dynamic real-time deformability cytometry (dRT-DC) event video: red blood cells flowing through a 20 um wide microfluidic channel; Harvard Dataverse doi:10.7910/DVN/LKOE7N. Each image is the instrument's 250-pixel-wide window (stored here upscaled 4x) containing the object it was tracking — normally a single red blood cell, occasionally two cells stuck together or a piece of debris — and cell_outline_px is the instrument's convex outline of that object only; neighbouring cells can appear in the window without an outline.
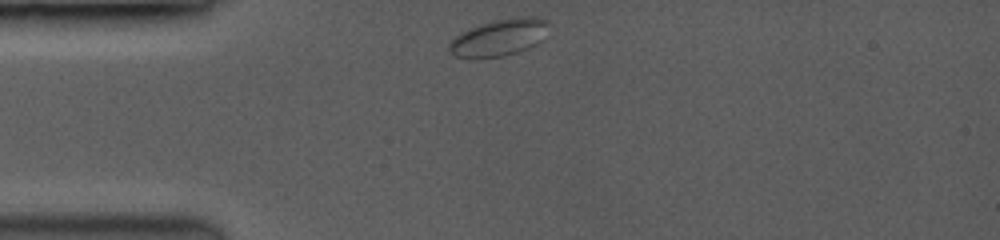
{"species": "common noctule bat (a hibernating species)", "species_latin": "Nyctalus noctula", "temperature_condition": "room temperature", "stored_images_in_passage": 51, "camera_frame_rate_fps": 3500, "um_per_image_px": 0.085, "animal": {"sex": "female", "body_mass_g": 19.0, "forearm_length_mm": 53.3}, "frame": {"image": 1, "passage_image": 1, "time_ms": 0.0, "image_size_px": [1000, 240], "cell_outline_px": [[548, 24], [540, 40], [536, 44], [516, 52], [504, 56], [456, 56], [448, 48], [448, 44], [460, 32], [468, 28], [492, 20], [512, 16], [540, 16], [548, 20]], "centroid_in_image_um": [42.44, 3.12], "position_along_channel_um": 42.6, "area_um2": 21.04}}
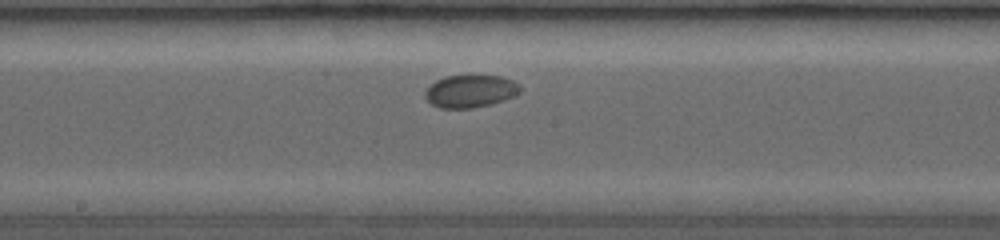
{"frame": {"image": 2, "passage_image": 22, "time_ms": 5.143, "image_size_px": [1000, 240], "cell_outline_px": [[520, 92], [512, 96], [488, 104], [468, 108], [440, 108], [432, 104], [428, 100], [424, 92], [436, 80], [444, 76], [500, 76], [512, 80], [520, 84]], "centroid_in_image_um": [39.96, 7.74], "position_along_channel_um": 208.2, "area_um2": 17.57}}
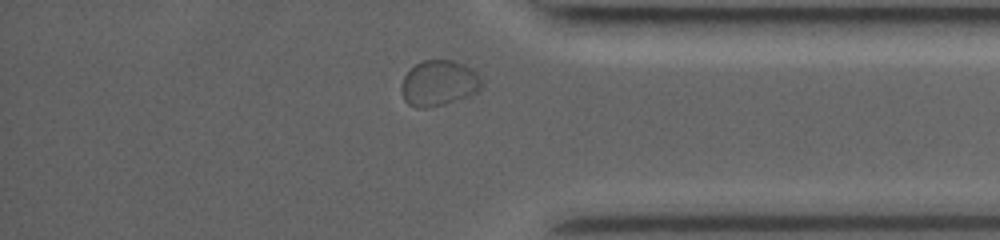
{"frame": {"image": 3, "passage_image": 45, "time_ms": 10.286, "image_size_px": [1000, 240], "cell_outline_px": [[484, 88], [480, 92], [444, 104], [428, 108], [416, 108], [408, 104], [404, 100], [400, 88], [400, 84], [404, 76], [416, 64], [424, 60], [452, 60], [464, 64], [472, 68], [476, 72], [484, 84]], "centroid_in_image_um": [37.33, 7.08], "position_along_channel_um": 397.9, "area_um2": 21.68}, "authors_computed_cell_mechanics": {"area_um2": 17.918, "velocity_mm_per_s": 3.6908, "shape_relaxation_time_tau1_ms": null, "shape_relaxation_time_tau2_ms": 1.9429, "deformation_change_tau1": null, "deformation_change_tau2": 0.0261}}